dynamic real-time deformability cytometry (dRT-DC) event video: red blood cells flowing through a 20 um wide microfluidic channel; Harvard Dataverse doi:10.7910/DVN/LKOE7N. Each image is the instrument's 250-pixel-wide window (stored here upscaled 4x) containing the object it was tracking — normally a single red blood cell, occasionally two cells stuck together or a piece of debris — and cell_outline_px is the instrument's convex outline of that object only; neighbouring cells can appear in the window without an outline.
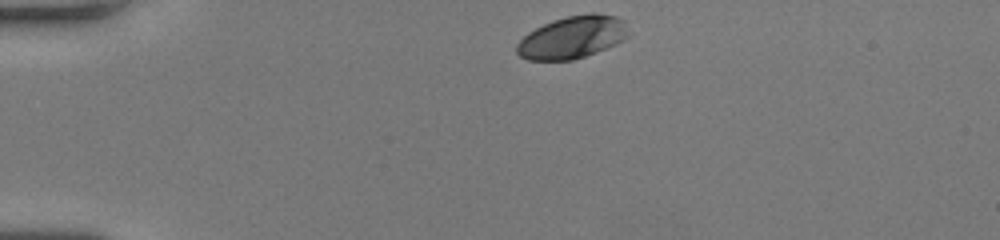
{"species": "human", "species_latin": "Homo sapiens", "temperature_condition": "room temperature", "stored_images_in_passage": 33, "camera_frame_rate_fps": 3000, "um_per_image_px": 0.085, "donor": {"sex": "female"}, "frame": {"image": 1, "passage_image": 1, "time_ms": 0.0, "image_size_px": [1000, 240], "cell_outline_px": [[628, 36], [624, 40], [616, 44], [584, 56], [572, 60], [528, 60], [520, 56], [516, 52], [516, 44], [528, 32], [552, 20], [564, 16], [588, 12], [596, 12], [616, 16], [624, 20]], "centroid_in_image_um": [48.64, 3.14], "position_along_channel_um": 36.4, "area_um2": 27.74}}
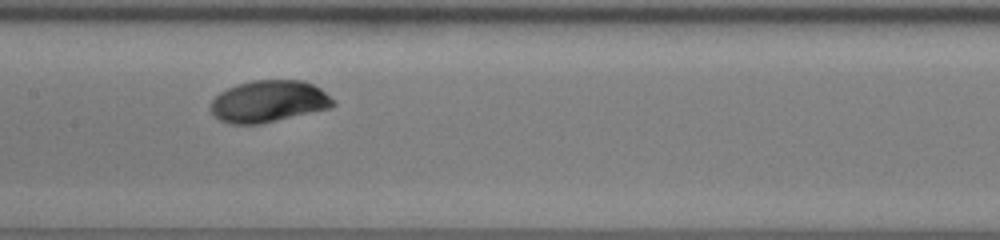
{"frame": {"image": 2, "passage_image": 16, "time_ms": 5.0, "image_size_px": [1000, 240], "cell_outline_px": [[336, 104], [332, 108], [260, 124], [228, 124], [220, 120], [208, 108], [212, 100], [220, 92], [236, 84], [252, 80], [304, 80], [320, 88], [336, 100]], "centroid_in_image_um": [22.86, 8.62], "position_along_channel_um": 184.5, "area_um2": 30.17}}
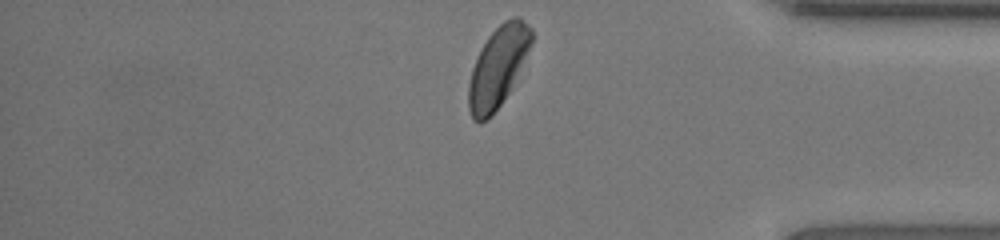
{"frame": {"image": 3, "passage_image": 33, "time_ms": 10.667, "image_size_px": [1000, 240], "cell_outline_px": [[532, 40], [508, 92], [500, 104], [480, 124], [472, 120], [468, 108], [468, 84], [472, 68], [488, 36], [504, 20], [512, 16], [520, 16], [532, 28]], "centroid_in_image_um": [42.29, 5.66], "position_along_channel_um": 392.9, "area_um2": 28.61}, "authors_computed_cell_mechanics": {"area_um2": 30.056, "velocity_mm_per_s": 3.9907, "shape_relaxation_time_tau1_ms": 1.7317, "shape_relaxation_time_tau2_ms": null, "deformation_change_tau1": 0.1034, "deformation_change_tau2": null}}